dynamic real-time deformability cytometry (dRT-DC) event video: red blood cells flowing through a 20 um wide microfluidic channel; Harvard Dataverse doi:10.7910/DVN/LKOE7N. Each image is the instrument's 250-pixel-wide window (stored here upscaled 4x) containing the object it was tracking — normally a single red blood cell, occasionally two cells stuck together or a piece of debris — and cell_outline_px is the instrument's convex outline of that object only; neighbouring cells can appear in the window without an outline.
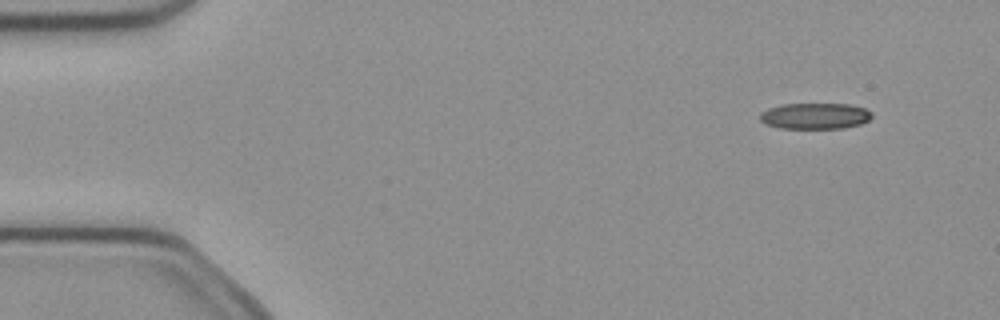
{"species": "common noctule bat (a hibernating species)", "species_latin": "Nyctalus noctula", "temperature_condition": "cold", "stored_images_in_passage": 4, "camera_frame_rate_fps": 3000, "um_per_image_px": 0.085, "animal": {"sex": "female", "body_mass_g": 21.9}, "frame": {"image": 1, "passage_image": 2, "time_ms": 0.333, "image_size_px": [1000, 320], "cell_outline_px": [[872, 116], [868, 120], [860, 124], [844, 128], [780, 128], [764, 124], [760, 120], [760, 112], [768, 108], [780, 104], [848, 104], [864, 108], [872, 112]], "centroid_in_image_um": [69.24, 9.85], "position_along_channel_um": 15.8, "area_um2": 17.05}}